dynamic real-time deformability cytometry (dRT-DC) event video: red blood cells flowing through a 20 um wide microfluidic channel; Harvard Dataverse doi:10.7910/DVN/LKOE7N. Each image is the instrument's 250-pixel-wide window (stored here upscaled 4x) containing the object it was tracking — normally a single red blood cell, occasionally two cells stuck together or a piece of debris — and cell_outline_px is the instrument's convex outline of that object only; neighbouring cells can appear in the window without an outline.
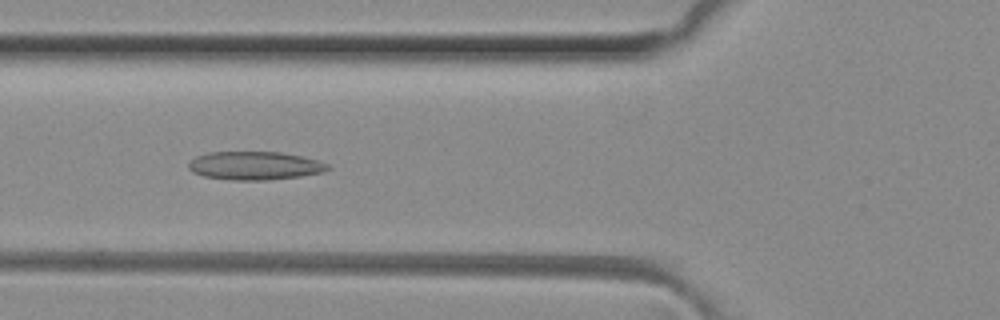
{"species": "common noctule bat (a hibernating species)", "species_latin": "Nyctalus noctula", "temperature_condition": "room temperature", "stored_images_in_passage": 49, "camera_frame_rate_fps": 3000, "um_per_image_px": 0.085, "animal": {"sex": "female", "body_mass_g": 29.2, "forearm_length_mm": 56.3}, "frame": {"image": 1, "passage_image": 18, "time_ms": 5.667, "image_size_px": [1000, 320], "cell_outline_px": [[332, 168], [324, 172], [300, 176], [264, 180], [232, 180], [204, 176], [192, 172], [188, 168], [188, 164], [196, 156], [208, 152], [280, 152], [304, 156], [328, 164]], "centroid_in_image_um": [21.67, 14.08], "position_along_channel_um": 104.1, "area_um2": 23.0}}
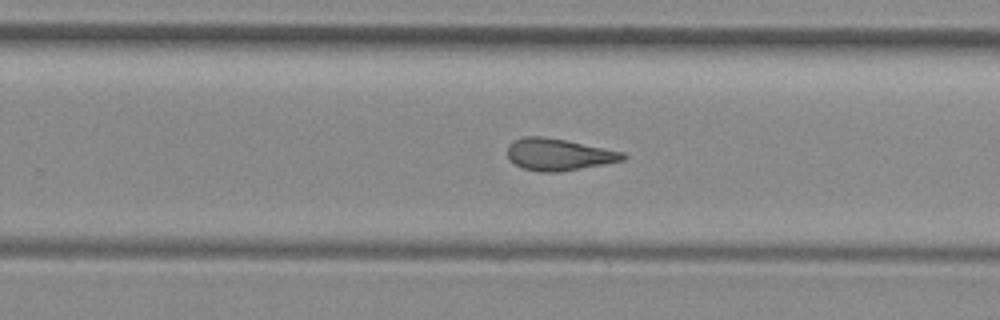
{"frame": {"image": 2, "passage_image": 31, "time_ms": 10.0, "image_size_px": [1000, 320], "cell_outline_px": [[628, 156], [624, 160], [604, 164], [560, 172], [540, 172], [524, 168], [508, 160], [508, 144], [512, 140], [524, 136], [544, 136], [624, 152]], "centroid_in_image_um": [47.46, 13.13], "position_along_channel_um": 282.3, "area_um2": 21.44}}
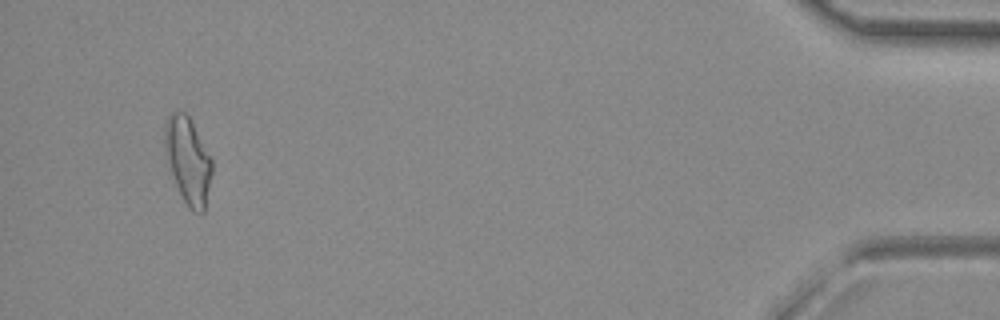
{"frame": {"image": 3, "passage_image": 47, "time_ms": 15.333, "image_size_px": [1000, 320], "cell_outline_px": [[212, 172], [204, 212], [192, 212], [188, 208], [176, 184], [168, 164], [164, 148], [164, 124], [168, 116], [172, 112], [184, 112], [188, 116], [212, 160]], "centroid_in_image_um": [15.96, 13.64], "position_along_channel_um": 419.2, "area_um2": 23.41}, "authors_computed_cell_mechanics": {"area_um2": 22.1952, "velocity_mm_per_s": 4.121, "shape_relaxation_time_tau1_ms": null, "shape_relaxation_time_tau2_ms": 4.595, "deformation_change_tau1": null, "deformation_change_tau2": 0.1168}}